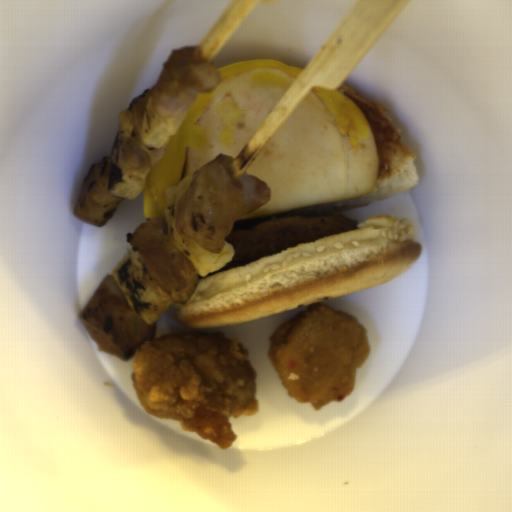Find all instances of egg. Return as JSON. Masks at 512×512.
<instances>
[{
	"label": "egg",
	"mask_w": 512,
	"mask_h": 512,
	"mask_svg": "<svg viewBox=\"0 0 512 512\" xmlns=\"http://www.w3.org/2000/svg\"><path fill=\"white\" fill-rule=\"evenodd\" d=\"M358 144L351 147L327 105L310 90L244 172L267 184L270 200L234 222L370 195L379 170L371 129Z\"/></svg>",
	"instance_id": "egg-1"
},
{
	"label": "egg",
	"mask_w": 512,
	"mask_h": 512,
	"mask_svg": "<svg viewBox=\"0 0 512 512\" xmlns=\"http://www.w3.org/2000/svg\"><path fill=\"white\" fill-rule=\"evenodd\" d=\"M296 77L273 67H260L214 88L212 101L196 125L206 129L209 147L204 151L187 148L182 178L190 176L219 153L232 157L245 146Z\"/></svg>",
	"instance_id": "egg-2"
}]
</instances>
